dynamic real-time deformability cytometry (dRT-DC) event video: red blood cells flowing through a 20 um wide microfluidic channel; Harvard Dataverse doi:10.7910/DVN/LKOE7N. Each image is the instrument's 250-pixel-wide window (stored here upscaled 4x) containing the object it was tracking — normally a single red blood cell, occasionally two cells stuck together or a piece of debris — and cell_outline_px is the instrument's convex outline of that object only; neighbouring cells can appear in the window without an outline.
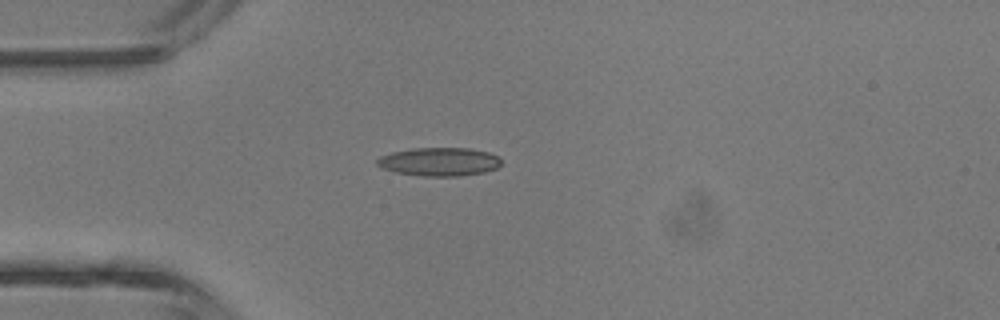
{"species": "common noctule bat (a hibernating species)", "species_latin": "Nyctalus noctula", "temperature_condition": "room temperature", "stored_images_in_passage": 3, "camera_frame_rate_fps": 3000, "um_per_image_px": 0.085, "animal": {"sex": "male", "body_mass_g": 13.3}, "frame": {"image": 1, "passage_image": 3, "time_ms": 2.333, "image_size_px": [1000, 320], "cell_outline_px": [[500, 164], [496, 168], [484, 172], [456, 176], [424, 176], [396, 172], [380, 168], [376, 164], [376, 160], [380, 156], [392, 152], [412, 148], [468, 148], [488, 152], [496, 156], [500, 160]], "centroid_in_image_um": [37.29, 13.74], "position_along_channel_um": 47.7, "area_um2": 20.46}}